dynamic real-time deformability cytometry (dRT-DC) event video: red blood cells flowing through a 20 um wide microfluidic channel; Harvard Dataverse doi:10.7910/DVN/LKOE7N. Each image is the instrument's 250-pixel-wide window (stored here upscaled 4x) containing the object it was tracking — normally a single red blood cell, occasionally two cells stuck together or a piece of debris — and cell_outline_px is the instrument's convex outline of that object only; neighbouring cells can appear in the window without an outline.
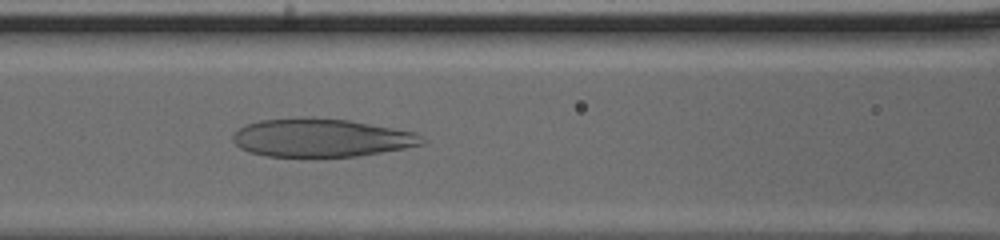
{"species": "human", "species_latin": "Homo sapiens", "temperature_condition": "cold", "stored_images_in_passage": 46, "camera_frame_rate_fps": 3000, "um_per_image_px": 0.085, "donor": {"sex": "male"}, "frame": {"image": 1, "passage_image": 22, "time_ms": 7.0, "image_size_px": [1000, 240], "cell_outline_px": [[428, 140], [424, 144], [404, 148], [356, 156], [268, 156], [252, 152], [240, 148], [232, 140], [232, 136], [244, 124], [260, 120], [300, 116], [312, 116], [348, 120], [416, 132]], "centroid_in_image_um": [27.31, 11.68], "position_along_channel_um": 139.3, "area_um2": 42.31}}
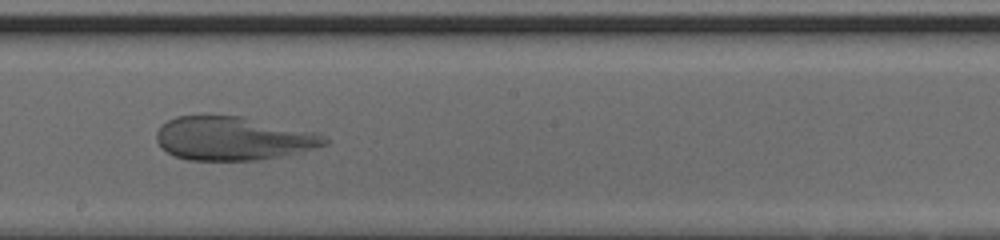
{"frame": {"image": 2, "passage_image": 28, "time_ms": 9.0, "image_size_px": [1000, 240], "cell_outline_px": [[328, 144], [300, 152], [260, 160], [188, 160], [176, 156], [160, 148], [156, 140], [156, 132], [160, 124], [176, 116], [244, 116], [320, 132], [328, 140]], "centroid_in_image_um": [19.84, 11.76], "position_along_channel_um": 228.4, "area_um2": 43.18}}
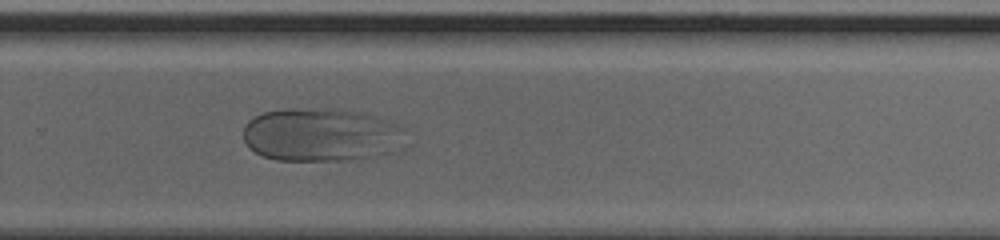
{"frame": {"image": 3, "passage_image": 33, "time_ms": 10.667, "image_size_px": [1000, 240], "cell_outline_px": [[408, 128], [364, 156], [348, 160], [276, 160], [264, 156], [248, 148], [244, 140], [244, 124], [248, 120], [264, 112], [284, 108], [336, 108], [364, 112], [400, 124]], "centroid_in_image_um": [27.0, 11.37], "position_along_channel_um": 302.8, "area_um2": 48.44}}